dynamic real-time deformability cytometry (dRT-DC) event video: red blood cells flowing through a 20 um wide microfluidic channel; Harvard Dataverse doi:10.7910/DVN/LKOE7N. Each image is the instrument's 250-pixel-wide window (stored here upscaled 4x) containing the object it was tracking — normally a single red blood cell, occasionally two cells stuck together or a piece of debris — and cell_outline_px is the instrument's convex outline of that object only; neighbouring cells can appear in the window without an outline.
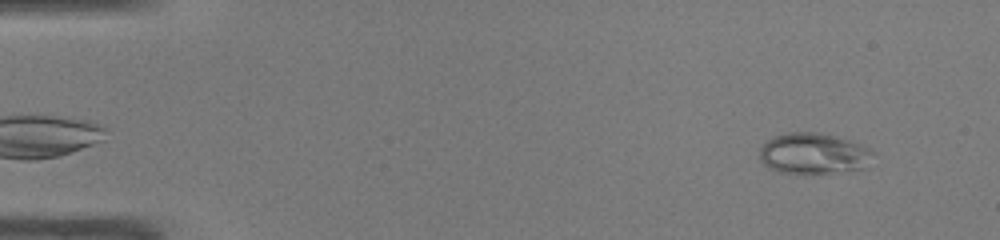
{"species": "common noctule bat (a hibernating species)", "species_latin": "Nyctalus noctula", "temperature_condition": "warm", "stored_images_in_passage": 47, "camera_frame_rate_fps": 3000, "um_per_image_px": 0.085, "animal": {"sex": "male", "body_mass_g": 19.0, "forearm_length_mm": 50.8}, "frame": {"image": 1, "passage_image": 3, "time_ms": 0.667, "image_size_px": [1000, 240], "cell_outline_px": [[876, 152], [868, 168], [828, 172], [780, 172], [768, 168], [760, 160], [760, 148], [768, 140], [776, 136], [788, 132], [820, 132], [852, 140], [872, 148]], "centroid_in_image_um": [69.23, 13.03], "position_along_channel_um": 15.8, "area_um2": 27.22}}
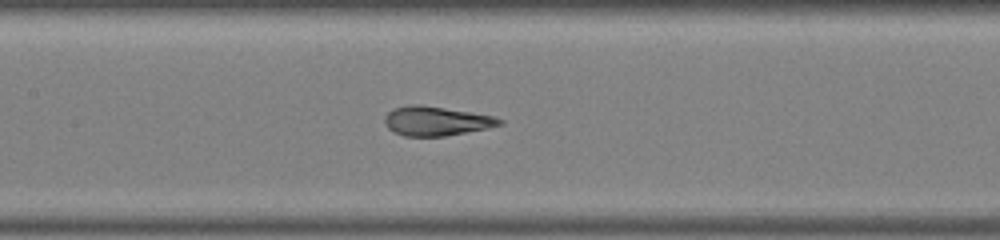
{"frame": {"image": 2, "passage_image": 22, "time_ms": 7.0, "image_size_px": [1000, 240], "cell_outline_px": [[504, 124], [488, 128], [444, 136], [404, 136], [388, 128], [384, 124], [384, 116], [392, 108], [408, 104], [420, 104], [492, 116], [504, 120]], "centroid_in_image_um": [37.04, 10.28], "position_along_channel_um": 170.4, "area_um2": 19.54}}
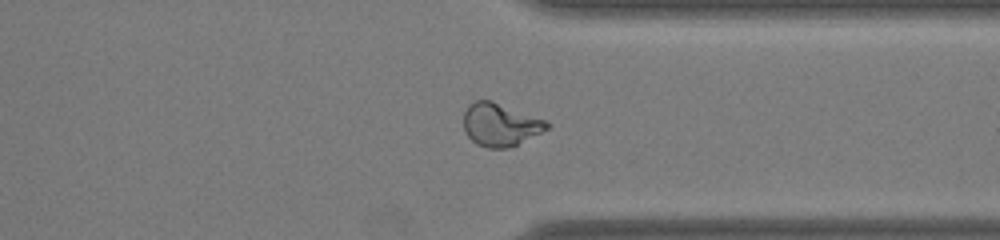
{"frame": {"image": 3, "passage_image": 36, "time_ms": 11.667, "image_size_px": [1000, 240], "cell_outline_px": [[548, 128], [508, 148], [488, 148], [476, 144], [468, 136], [464, 128], [464, 112], [468, 104], [476, 100], [492, 100], [548, 120]], "centroid_in_image_um": [42.5, 10.57], "position_along_channel_um": 368.9, "area_um2": 20.75}, "authors_computed_cell_mechanics": {"area_um2": 21.2126, "velocity_mm_per_s": 4.255, "shape_relaxation_time_tau1_ms": 4.4881, "shape_relaxation_time_tau2_ms": null, "deformation_change_tau1": 0.2437, "deformation_change_tau2": null}}